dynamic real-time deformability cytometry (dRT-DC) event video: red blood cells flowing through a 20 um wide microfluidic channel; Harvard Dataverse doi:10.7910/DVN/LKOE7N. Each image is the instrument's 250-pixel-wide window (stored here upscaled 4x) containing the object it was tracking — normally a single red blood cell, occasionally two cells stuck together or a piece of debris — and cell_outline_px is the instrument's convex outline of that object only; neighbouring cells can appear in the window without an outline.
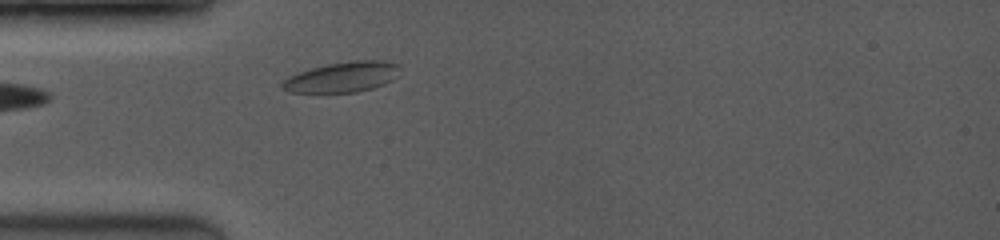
{"species": "common noctule bat (a hibernating species)", "species_latin": "Nyctalus noctula", "temperature_condition": "room temperature", "stored_images_in_passage": 39, "camera_frame_rate_fps": 3500, "um_per_image_px": 0.085, "animal": {"sex": "female", "body_mass_g": 19.0, "forearm_length_mm": 53.3}, "frame": {"image": 1, "passage_image": 1, "time_ms": 0.0, "image_size_px": [1000, 240], "cell_outline_px": [[396, 68], [392, 80], [384, 84], [372, 88], [356, 92], [292, 92], [280, 88], [280, 84], [288, 76], [312, 68], [328, 64], [356, 60], [380, 60], [396, 64]], "centroid_in_image_um": [29.02, 6.56], "position_along_channel_um": 56.0, "area_um2": 20.23}}
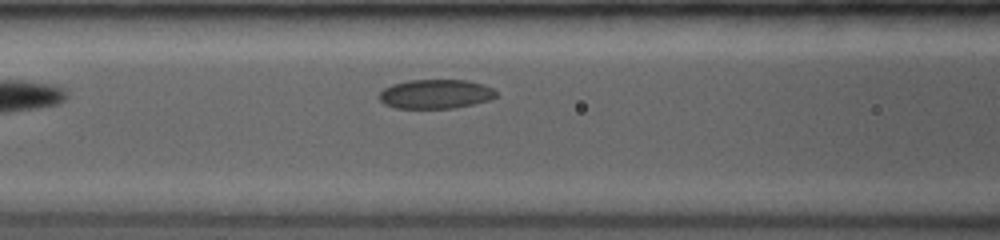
{"frame": {"image": 2, "passage_image": 9, "time_ms": 2.0, "image_size_px": [1000, 240], "cell_outline_px": [[496, 96], [488, 100], [472, 104], [452, 108], [396, 108], [384, 104], [380, 100], [380, 92], [384, 88], [392, 84], [408, 80], [468, 80], [492, 88], [496, 92]], "centroid_in_image_um": [36.99, 7.99], "position_along_channel_um": 129.6, "area_um2": 19.71}}
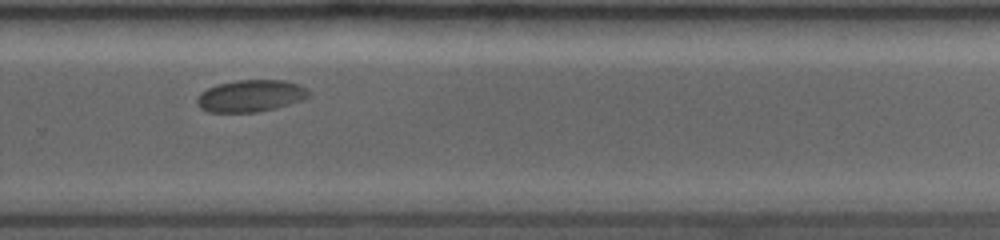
{"frame": {"image": 3, "passage_image": 34, "time_ms": 6.571, "image_size_px": [1000, 240], "cell_outline_px": [[308, 96], [304, 100], [276, 108], [256, 112], [208, 112], [200, 108], [196, 104], [196, 100], [200, 92], [216, 84], [236, 80], [284, 80], [300, 84], [308, 88]], "centroid_in_image_um": [21.3, 8.14], "position_along_channel_um": 308.5, "area_um2": 21.04}}